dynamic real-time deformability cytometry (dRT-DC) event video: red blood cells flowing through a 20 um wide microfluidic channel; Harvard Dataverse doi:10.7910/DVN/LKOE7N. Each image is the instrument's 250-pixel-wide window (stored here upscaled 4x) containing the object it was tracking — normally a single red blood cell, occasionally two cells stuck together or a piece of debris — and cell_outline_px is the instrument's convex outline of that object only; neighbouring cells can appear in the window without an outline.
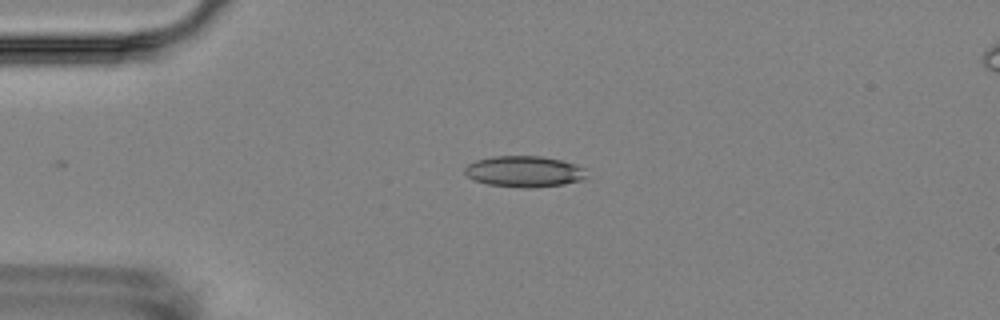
{"species": "Egyptian fruit bat (a non-hibernating species)", "species_latin": "Rousettus aegyptiacus", "temperature_condition": "room temperature", "stored_images_in_passage": 4, "camera_frame_rate_fps": 3000, "um_per_image_px": 0.085, "animal": {"sex": "female"}, "frame": {"image": 1, "passage_image": 2, "time_ms": 2.0, "image_size_px": [1000, 320], "cell_outline_px": [[584, 180], [564, 184], [528, 188], [524, 188], [488, 184], [476, 180], [468, 176], [464, 172], [464, 168], [468, 164], [476, 160], [492, 156], [540, 156], [560, 160], [576, 164], [584, 168]], "centroid_in_image_um": [44.55, 14.57], "position_along_channel_um": 40.5, "area_um2": 21.91}}